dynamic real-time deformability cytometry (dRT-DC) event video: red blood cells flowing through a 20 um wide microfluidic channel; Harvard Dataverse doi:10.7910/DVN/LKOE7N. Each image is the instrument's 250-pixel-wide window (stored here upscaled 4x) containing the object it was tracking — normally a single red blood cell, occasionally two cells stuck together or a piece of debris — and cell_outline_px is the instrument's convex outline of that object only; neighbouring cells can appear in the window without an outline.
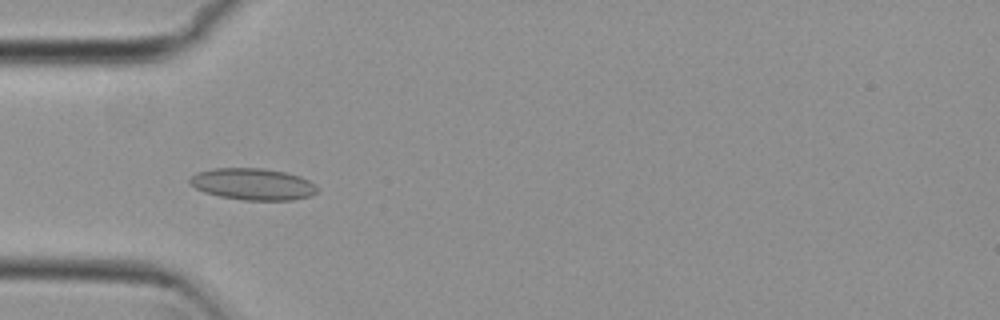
{"species": "common noctule bat (a hibernating species)", "species_latin": "Nyctalus noctula", "temperature_condition": "cold", "stored_images_in_passage": 26, "camera_frame_rate_fps": 3000, "um_per_image_px": 0.085, "animal": {"sex": "female", "body_mass_g": 29.2, "forearm_length_mm": 56.3}, "frame": {"image": 1, "passage_image": 7, "time_ms": 2.0, "image_size_px": [1000, 320], "cell_outline_px": [[320, 188], [312, 196], [292, 200], [244, 200], [220, 196], [204, 192], [188, 184], [188, 176], [196, 172], [212, 168], [264, 168], [284, 172], [300, 176], [316, 184]], "centroid_in_image_um": [21.47, 15.64], "position_along_channel_um": 63.5, "area_um2": 23.87}}
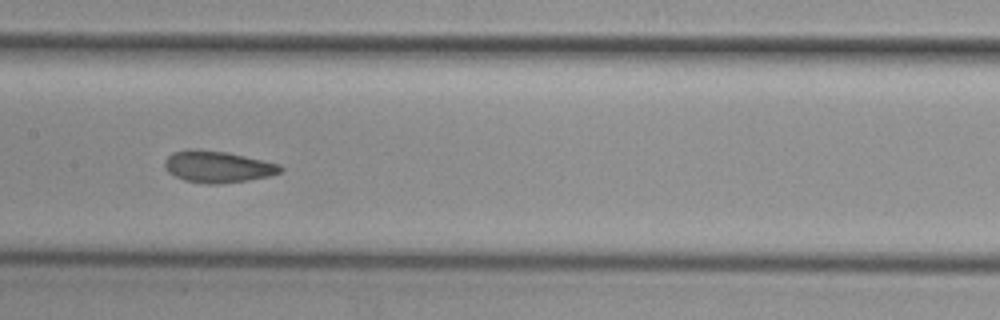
{"frame": {"image": 2, "passage_image": 17, "time_ms": 5.333, "image_size_px": [1000, 320], "cell_outline_px": [[284, 168], [280, 172], [268, 176], [248, 180], [216, 184], [204, 184], [184, 180], [168, 172], [164, 168], [164, 160], [172, 152], [188, 148], [196, 148], [228, 152], [280, 164]], "centroid_in_image_um": [18.46, 14.15], "position_along_channel_um": 188.9, "area_um2": 21.56}}
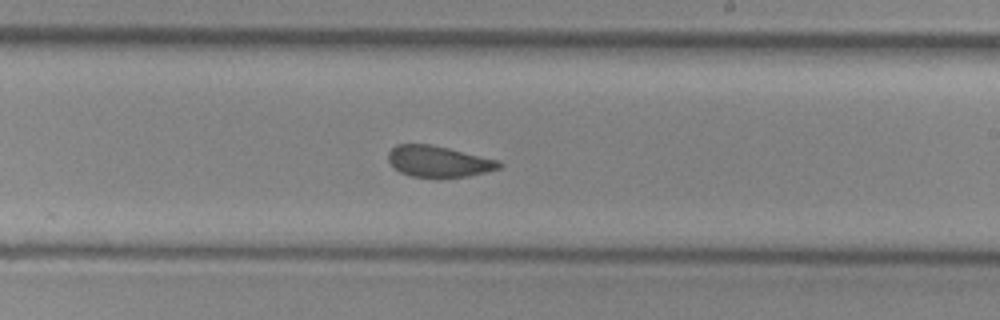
{"frame": {"image": 3, "passage_image": 22, "time_ms": 7.0, "image_size_px": [1000, 320], "cell_outline_px": [[504, 164], [500, 168], [468, 176], [440, 180], [412, 176], [400, 172], [388, 160], [388, 152], [396, 144], [428, 144], [448, 148], [500, 160]], "centroid_in_image_um": [37.3, 13.75], "position_along_channel_um": 251.7, "area_um2": 20.58}}